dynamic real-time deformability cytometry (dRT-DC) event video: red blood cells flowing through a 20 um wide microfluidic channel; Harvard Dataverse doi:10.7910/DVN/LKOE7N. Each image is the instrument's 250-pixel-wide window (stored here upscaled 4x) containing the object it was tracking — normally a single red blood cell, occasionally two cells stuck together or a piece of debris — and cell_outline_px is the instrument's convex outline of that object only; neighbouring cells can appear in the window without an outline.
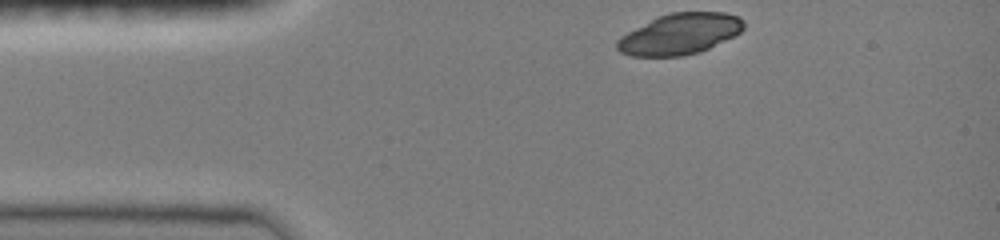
{"species": "common noctule bat (a hibernating species)", "species_latin": "Nyctalus noctula", "temperature_condition": "room temperature", "stored_images_in_passage": 7, "camera_frame_rate_fps": 3000, "um_per_image_px": 0.085, "animal": {"sex": "female", "body_mass_g": 19.0, "forearm_length_mm": 51.5}, "frame": {"image": 1, "passage_image": 1, "time_ms": 0.0, "image_size_px": [1000, 240], "cell_outline_px": [[744, 28], [740, 32], [700, 52], [684, 56], [632, 56], [620, 52], [616, 48], [616, 40], [620, 36], [668, 12], [724, 12], [740, 16], [744, 20]], "centroid_in_image_um": [57.79, 2.89], "position_along_channel_um": 27.2, "area_um2": 30.0}}